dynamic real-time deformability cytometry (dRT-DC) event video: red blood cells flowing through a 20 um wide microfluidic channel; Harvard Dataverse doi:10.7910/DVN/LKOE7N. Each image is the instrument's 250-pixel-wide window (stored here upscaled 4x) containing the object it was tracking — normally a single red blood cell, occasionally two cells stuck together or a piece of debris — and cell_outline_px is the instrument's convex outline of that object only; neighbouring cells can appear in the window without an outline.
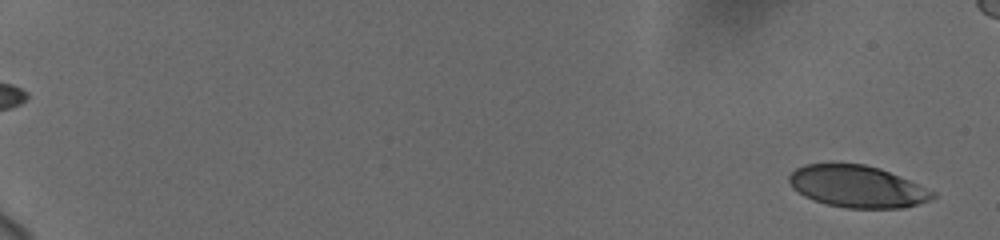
{"species": "human", "species_latin": "Homo sapiens", "temperature_condition": "cold", "stored_images_in_passage": 58, "camera_frame_rate_fps": 3000, "um_per_image_px": 0.085, "donor": {"sex": "female"}, "frame": {"image": 1, "passage_image": 2, "time_ms": 0.333, "image_size_px": [1000, 240], "cell_outline_px": [[936, 196], [932, 200], [904, 208], [844, 208], [828, 204], [804, 196], [792, 188], [788, 180], [788, 176], [796, 168], [804, 164], [864, 164], [880, 168], [900, 176], [936, 192]], "centroid_in_image_um": [72.89, 15.86], "position_along_channel_um": 12.1, "area_um2": 35.08}}
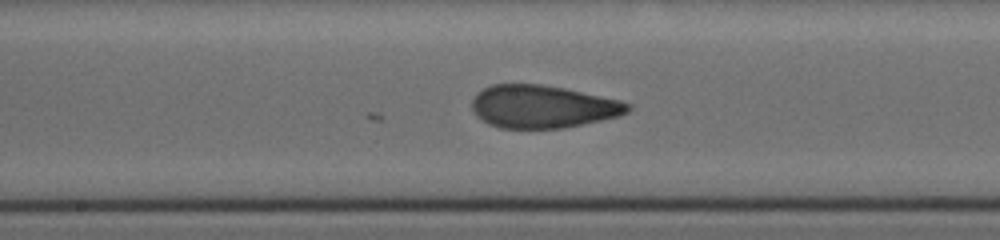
{"frame": {"image": 2, "passage_image": 34, "time_ms": 11.0, "image_size_px": [1000, 240], "cell_outline_px": [[632, 108], [628, 112], [620, 116], [564, 128], [500, 128], [488, 124], [476, 116], [472, 108], [472, 100], [476, 92], [492, 84], [540, 84], [564, 88], [620, 100], [632, 104]], "centroid_in_image_um": [46.12, 9.06], "position_along_channel_um": 202.1, "area_um2": 39.02}}
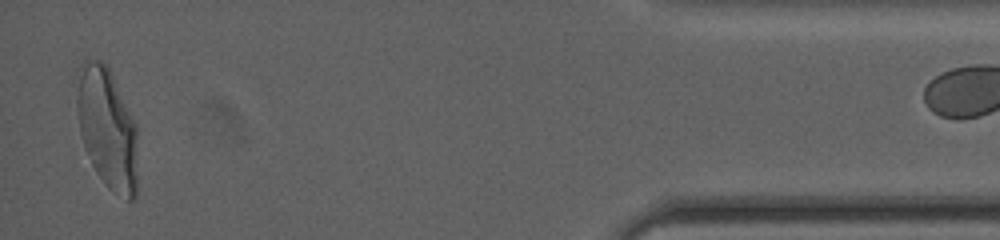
{"frame": {"image": 3, "passage_image": 57, "time_ms": 18.667, "image_size_px": [1000, 240], "cell_outline_px": [[136, 200], [128, 200], [112, 192], [104, 184], [96, 172], [92, 164], [84, 144], [80, 132], [76, 108], [76, 72], [84, 56], [100, 60], [108, 68], [136, 124]], "centroid_in_image_um": [9.07, 10.86], "position_along_channel_um": 426.1, "area_um2": 43.06}}